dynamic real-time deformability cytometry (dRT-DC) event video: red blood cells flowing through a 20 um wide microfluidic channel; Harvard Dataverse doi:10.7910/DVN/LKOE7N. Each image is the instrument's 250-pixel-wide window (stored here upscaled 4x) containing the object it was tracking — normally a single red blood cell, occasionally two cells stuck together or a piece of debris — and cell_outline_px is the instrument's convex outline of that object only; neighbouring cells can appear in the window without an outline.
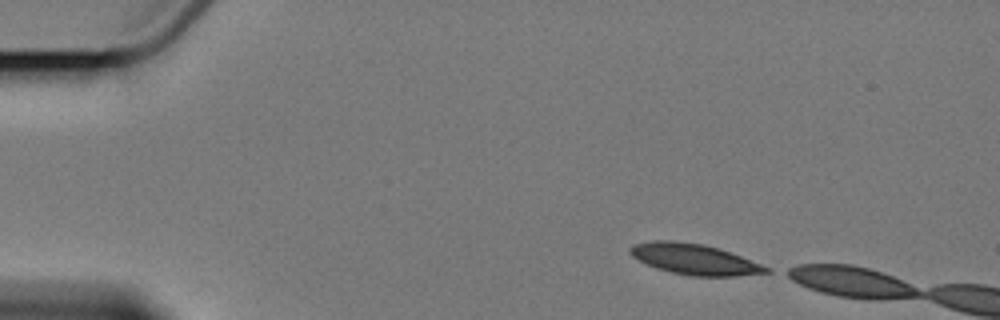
{"species": "Egyptian fruit bat (a non-hibernating species)", "species_latin": "Rousettus aegyptiacus", "temperature_condition": "cold", "stored_images_in_passage": 3, "camera_frame_rate_fps": 3000, "um_per_image_px": 0.085, "animal": {"sex": "female"}, "frame": {"image": 1, "passage_image": 1, "time_ms": 0.0, "image_size_px": [1000, 320], "cell_outline_px": [[772, 272], [736, 276], [692, 276], [672, 272], [656, 268], [632, 256], [628, 252], [628, 248], [632, 244], [648, 240], [672, 240], [704, 244], [740, 256], [772, 268]], "centroid_in_image_um": [59.0, 22.02], "position_along_channel_um": 26.0, "area_um2": 24.33}}